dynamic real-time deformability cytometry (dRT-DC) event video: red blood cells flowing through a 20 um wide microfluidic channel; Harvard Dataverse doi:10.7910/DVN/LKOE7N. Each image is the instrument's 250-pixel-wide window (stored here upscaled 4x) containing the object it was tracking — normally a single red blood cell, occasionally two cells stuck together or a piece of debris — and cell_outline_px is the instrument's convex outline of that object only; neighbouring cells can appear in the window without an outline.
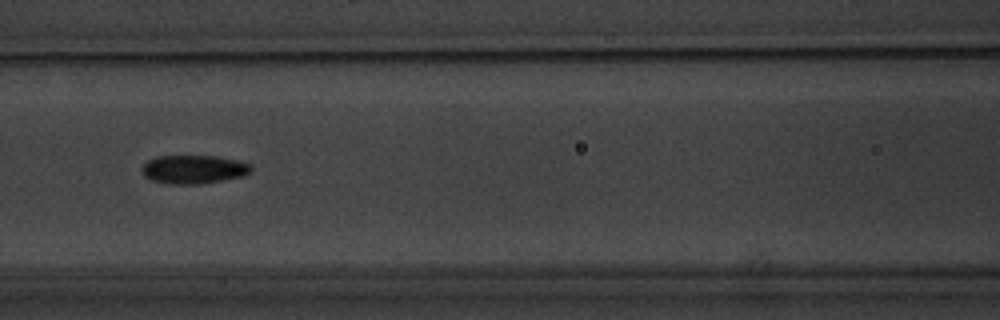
{"species": "common noctule bat (a hibernating species)", "species_latin": "Nyctalus noctula", "temperature_condition": "warm", "stored_images_in_passage": 18, "camera_frame_rate_fps": 3000, "um_per_image_px": 0.085, "animal": {"sex": "male", "body_mass_g": 20.1, "forearm_length_mm": 53.5}, "frame": {"image": 1, "passage_image": 8, "time_ms": 8.333, "image_size_px": [1000, 320], "cell_outline_px": [[252, 172], [244, 176], [224, 180], [200, 184], [168, 184], [152, 180], [144, 176], [140, 168], [148, 160], [156, 156], [216, 156], [236, 160], [252, 164]], "centroid_in_image_um": [16.47, 14.4], "position_along_channel_um": 150.1, "area_um2": 18.38}}
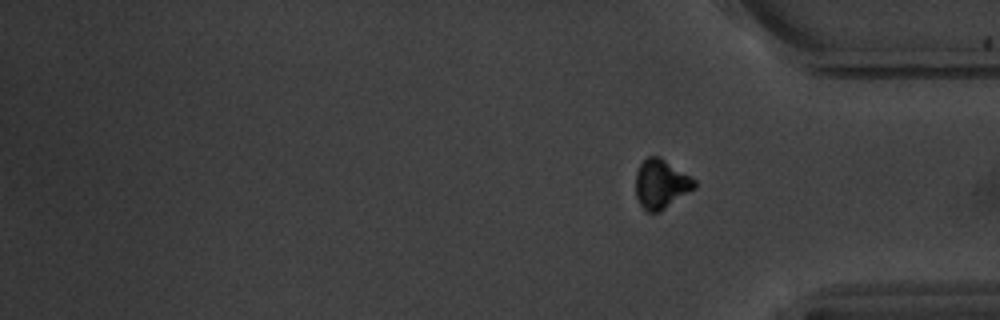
{"frame": {"image": 2, "passage_image": 18, "time_ms": 19.667, "image_size_px": [1000, 320], "cell_outline_px": [[696, 188], [660, 212], [648, 212], [640, 204], [636, 196], [636, 172], [640, 164], [648, 156], [660, 156], [696, 180]], "centroid_in_image_um": [56.2, 15.64], "position_along_channel_um": 379.0, "area_um2": 16.88}, "authors_computed_cell_mechanics": {"area_um2": 18.3804, "velocity_mm_per_s": 3.4718, "shape_relaxation_time_tau1_ms": 4.7985, "shape_relaxation_time_tau2_ms": 3.9988, "deformation_change_tau1": 0.1163, "deformation_change_tau2": 0.093}}